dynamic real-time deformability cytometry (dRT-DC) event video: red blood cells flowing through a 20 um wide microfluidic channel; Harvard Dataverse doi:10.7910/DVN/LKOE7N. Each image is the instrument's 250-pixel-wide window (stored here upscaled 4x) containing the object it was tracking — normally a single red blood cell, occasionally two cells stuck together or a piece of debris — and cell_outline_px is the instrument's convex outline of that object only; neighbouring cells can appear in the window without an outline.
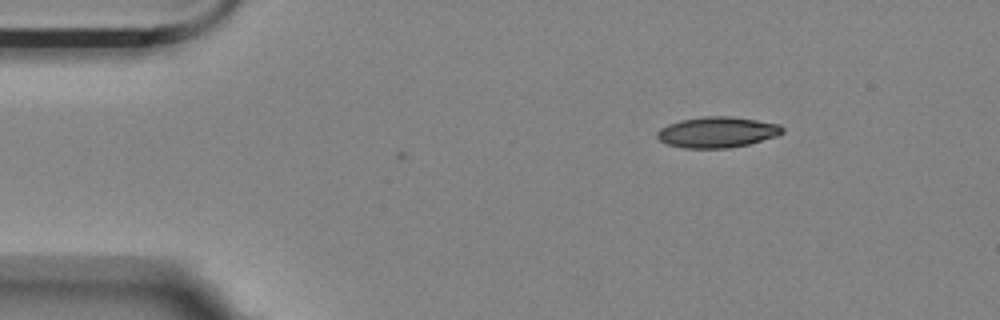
{"species": "Egyptian fruit bat (a non-hibernating species)", "species_latin": "Rousettus aegyptiacus", "temperature_condition": "room temperature", "stored_images_in_passage": 3, "camera_frame_rate_fps": 3000, "um_per_image_px": 0.085, "animal": {"sex": "female"}, "frame": {"image": 1, "passage_image": 3, "time_ms": 2.333, "image_size_px": [1000, 320], "cell_outline_px": [[784, 132], [776, 136], [748, 144], [728, 148], [684, 148], [668, 144], [660, 140], [656, 136], [656, 132], [660, 128], [668, 124], [680, 120], [704, 116], [732, 116], [780, 124], [784, 128]], "centroid_in_image_um": [60.96, 11.23], "position_along_channel_um": 24.0, "area_um2": 22.48}}